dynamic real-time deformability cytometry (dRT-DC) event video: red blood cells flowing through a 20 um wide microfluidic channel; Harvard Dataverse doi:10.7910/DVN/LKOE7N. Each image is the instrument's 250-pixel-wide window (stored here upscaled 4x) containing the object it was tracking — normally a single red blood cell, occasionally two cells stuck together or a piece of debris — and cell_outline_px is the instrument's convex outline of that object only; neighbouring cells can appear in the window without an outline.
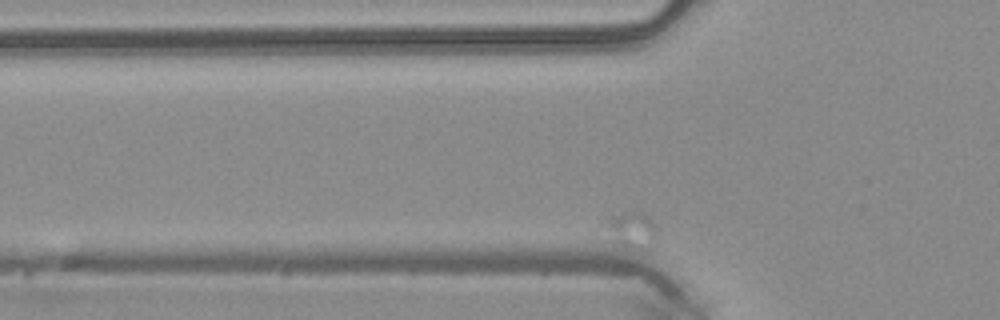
{"species": "common noctule bat (a hibernating species)", "species_latin": "Nyctalus noctula", "temperature_condition": "warm", "stored_images_in_passage": 45, "segment_of_instrument_passage": [1, 3], "camera_frame_rate_fps": 3000, "um_per_image_px": 0.085, "animal": {"sex": "male", "body_mass_g": 20.4}, "frame": {"image": 1, "passage_image": 2, "time_ms": 0.333, "image_size_px": [1000, 320], "cell_outline_px": [[656, 240], [652, 248], [648, 252], [624, 244], [616, 240], [600, 224], [632, 208], [640, 212], [656, 228]], "centroid_in_image_um": [53.73, 19.54], "position_along_channel_um": 72.1, "area_um2": 10.58}}